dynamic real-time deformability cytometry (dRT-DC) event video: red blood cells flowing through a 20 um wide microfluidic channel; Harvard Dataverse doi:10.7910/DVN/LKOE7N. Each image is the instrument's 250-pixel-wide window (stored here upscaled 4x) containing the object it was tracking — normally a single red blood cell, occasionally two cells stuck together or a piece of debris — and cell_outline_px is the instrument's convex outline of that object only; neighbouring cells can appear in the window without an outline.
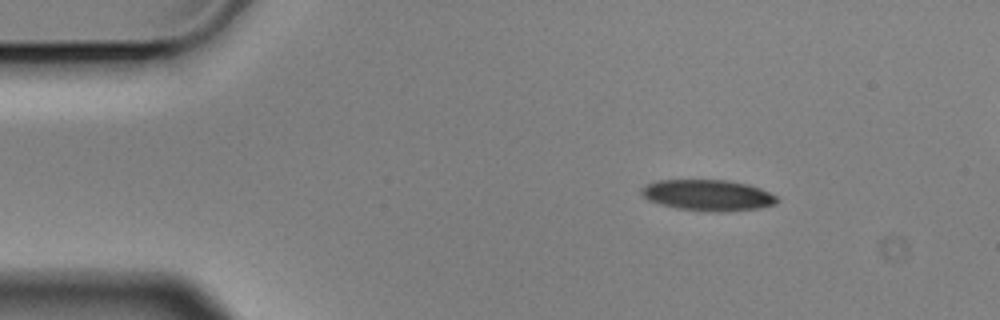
{"species": "Egyptian fruit bat (a non-hibernating species)", "species_latin": "Rousettus aegyptiacus", "temperature_condition": "cold", "stored_images_in_passage": 3, "camera_frame_rate_fps": 3000, "um_per_image_px": 0.085, "animal": {"sex": "male"}, "frame": {"image": 1, "passage_image": 1, "time_ms": 0.0, "image_size_px": [1000, 320], "cell_outline_px": [[780, 200], [776, 204], [760, 208], [716, 212], [676, 208], [660, 204], [648, 200], [640, 192], [640, 188], [656, 180], [732, 180], [748, 184], [760, 188], [776, 196]], "centroid_in_image_um": [60.18, 16.58], "position_along_channel_um": 24.8, "area_um2": 24.57}}